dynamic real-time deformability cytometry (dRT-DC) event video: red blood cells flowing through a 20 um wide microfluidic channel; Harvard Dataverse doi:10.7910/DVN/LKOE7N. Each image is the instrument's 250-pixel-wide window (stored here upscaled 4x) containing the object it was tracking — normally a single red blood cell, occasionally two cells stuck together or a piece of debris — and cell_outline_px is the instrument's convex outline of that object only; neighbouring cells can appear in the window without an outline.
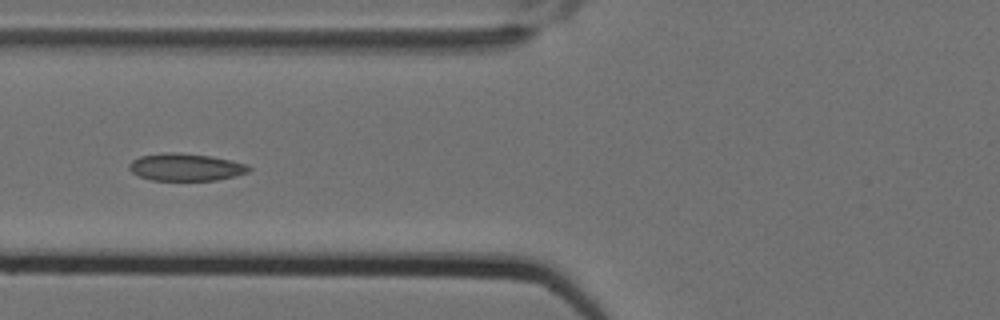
{"species": "Egyptian fruit bat (a non-hibernating species)", "species_latin": "Rousettus aegyptiacus", "temperature_condition": "cold", "stored_images_in_passage": 7, "camera_frame_rate_fps": 3000, "um_per_image_px": 0.085, "animal": {"sex": "female"}, "frame": {"image": 1, "passage_image": 6, "time_ms": 1.667, "image_size_px": [1000, 320], "cell_outline_px": [[252, 168], [248, 172], [236, 176], [216, 180], [152, 180], [140, 176], [132, 172], [128, 168], [128, 164], [132, 160], [140, 156], [172, 152], [212, 156], [232, 160], [248, 164]], "centroid_in_image_um": [15.82, 14.21], "position_along_channel_um": 110.0, "area_um2": 19.07}}
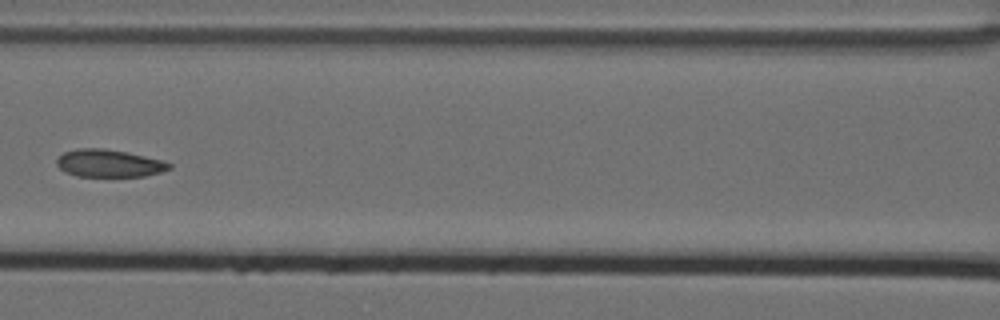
{"frame": {"image": 2, "passage_image": 7, "time_ms": 2.0, "image_size_px": [1000, 320], "cell_outline_px": [[172, 168], [160, 172], [144, 176], [76, 176], [64, 172], [56, 164], [56, 160], [64, 152], [76, 148], [104, 148], [144, 156], [160, 160], [172, 164]], "centroid_in_image_um": [9.23, 13.88], "position_along_channel_um": 157.4, "area_um2": 17.92}}